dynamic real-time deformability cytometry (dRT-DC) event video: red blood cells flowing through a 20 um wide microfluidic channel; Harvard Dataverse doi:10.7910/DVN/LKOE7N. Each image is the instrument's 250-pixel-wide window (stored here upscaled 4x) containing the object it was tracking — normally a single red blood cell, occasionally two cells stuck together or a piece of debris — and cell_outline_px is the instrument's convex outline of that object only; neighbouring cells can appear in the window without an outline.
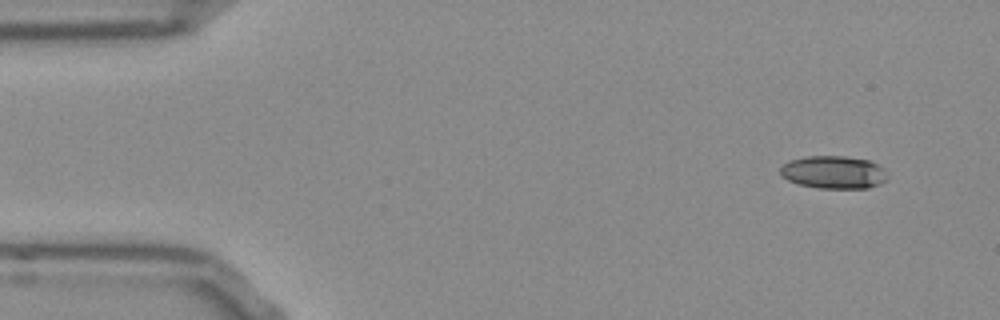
{"species": "Egyptian fruit bat (a non-hibernating species)", "species_latin": "Rousettus aegyptiacus", "temperature_condition": "room temperature", "stored_images_in_passage": 45, "camera_frame_rate_fps": 3000, "um_per_image_px": 0.085, "frame": {"image": 1, "passage_image": 3, "time_ms": 0.667, "image_size_px": [1000, 320], "cell_outline_px": [[888, 180], [880, 184], [868, 188], [820, 188], [800, 184], [788, 180], [780, 176], [780, 168], [788, 160], [808, 156], [844, 156], [868, 160], [884, 168], [888, 176]], "centroid_in_image_um": [70.87, 14.64], "position_along_channel_um": 14.1, "area_um2": 20.58}}
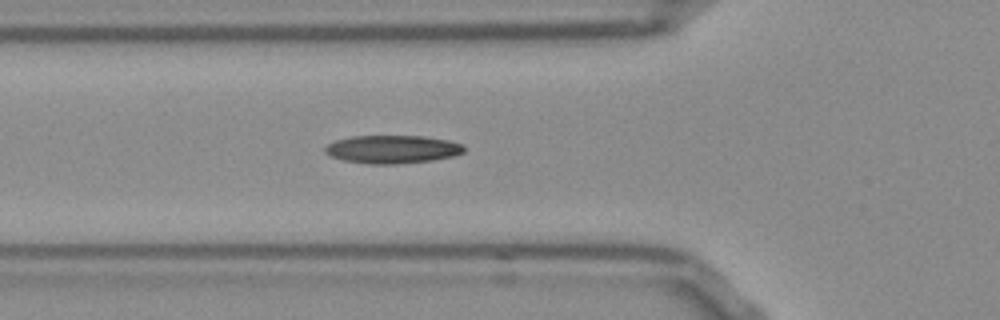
{"frame": {"image": 2, "passage_image": 17, "time_ms": 5.333, "image_size_px": [1000, 320], "cell_outline_px": [[464, 152], [452, 156], [432, 160], [392, 164], [372, 164], [344, 160], [332, 156], [324, 152], [324, 148], [328, 144], [336, 140], [352, 136], [424, 136], [448, 140], [464, 144]], "centroid_in_image_um": [33.36, 12.68], "position_along_channel_um": 92.4, "area_um2": 22.6}}
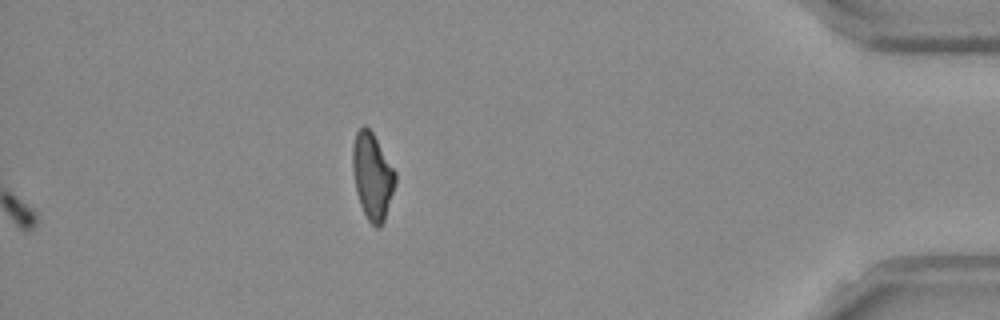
{"frame": {"image": 3, "passage_image": 45, "time_ms": 14.667, "image_size_px": [1000, 320], "cell_outline_px": [[396, 184], [384, 220], [380, 228], [376, 228], [368, 220], [360, 204], [356, 192], [352, 168], [352, 148], [356, 132], [364, 124], [372, 132], [396, 172]], "centroid_in_image_um": [31.65, 14.98], "position_along_channel_um": 403.6, "area_um2": 21.5}, "authors_computed_cell_mechanics": {"area_um2": 21.5594, "velocity_mm_per_s": 3.8592, "shape_relaxation_time_tau1_ms": 4.4294, "shape_relaxation_time_tau2_ms": 3.2853, "deformation_change_tau1": 0.1771, "deformation_change_tau2": 0.1128}}